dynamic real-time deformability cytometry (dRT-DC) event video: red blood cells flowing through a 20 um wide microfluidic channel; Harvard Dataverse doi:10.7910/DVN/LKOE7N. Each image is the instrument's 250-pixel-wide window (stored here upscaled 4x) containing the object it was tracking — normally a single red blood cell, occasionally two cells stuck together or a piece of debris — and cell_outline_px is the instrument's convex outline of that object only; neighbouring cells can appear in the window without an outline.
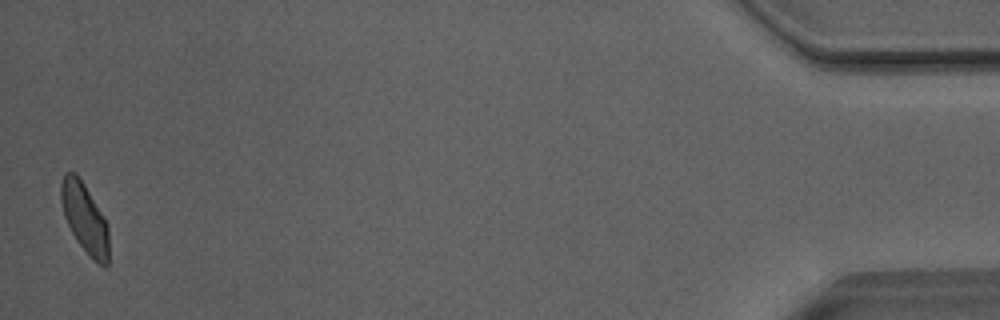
{"species": "Egyptian fruit bat (a non-hibernating species)", "species_latin": "Rousettus aegyptiacus", "temperature_condition": "room temperature", "stored_images_in_passage": 51, "camera_frame_rate_fps": 3000, "um_per_image_px": 0.085, "animal": {"sex": "male"}, "frame": {"image": 1, "passage_image": 51, "time_ms": 16.667, "image_size_px": [1000, 320], "cell_outline_px": [[108, 264], [104, 268], [76, 240], [64, 216], [60, 200], [60, 184], [64, 172], [76, 172], [84, 184], [104, 216], [108, 224]], "centroid_in_image_um": [7.18, 18.48], "position_along_channel_um": 428.0, "area_um2": 19.25}, "authors_computed_cell_mechanics": {"area_um2": 20.23, "velocity_mm_per_s": 4.0202, "shape_relaxation_time_tau1_ms": 4.617, "shape_relaxation_time_tau2_ms": 1.4344, "deformation_change_tau1": 0.1038, "deformation_change_tau2": 0.0686}}